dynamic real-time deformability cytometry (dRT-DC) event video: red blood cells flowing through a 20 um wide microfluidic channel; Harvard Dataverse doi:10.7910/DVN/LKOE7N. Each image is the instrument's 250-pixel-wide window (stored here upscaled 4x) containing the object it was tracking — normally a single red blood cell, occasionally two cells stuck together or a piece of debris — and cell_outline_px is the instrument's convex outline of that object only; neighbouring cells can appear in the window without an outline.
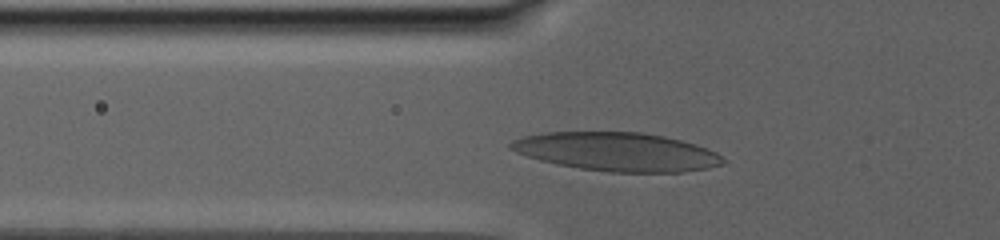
{"species": "human", "species_latin": "Homo sapiens", "temperature_condition": "warm", "stored_images_in_passage": 17, "camera_frame_rate_fps": 3000, "um_per_image_px": 0.085, "donor": {"sex": "male"}, "frame": {"image": 1, "passage_image": 12, "time_ms": 6.0, "image_size_px": [1000, 240], "cell_outline_px": [[724, 164], [708, 168], [680, 172], [608, 172], [580, 168], [556, 164], [540, 160], [516, 152], [508, 148], [508, 144], [512, 140], [524, 136], [548, 132], [640, 132], [664, 136], [696, 144], [716, 152], [724, 160]], "centroid_in_image_um": [52.43, 12.9], "position_along_channel_um": 73.4, "area_um2": 47.63}}
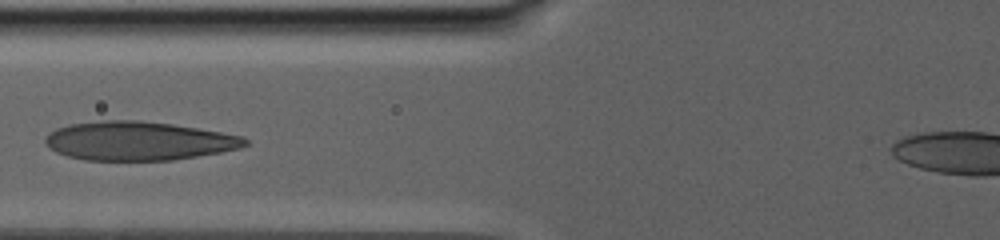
{"frame": {"image": 2, "passage_image": 15, "time_ms": 7.667, "image_size_px": [1000, 240], "cell_outline_px": [[248, 144], [240, 148], [220, 152], [172, 160], [84, 160], [68, 156], [56, 152], [48, 148], [44, 144], [44, 140], [56, 128], [68, 124], [104, 120], [140, 120], [172, 124], [244, 136], [248, 140]], "centroid_in_image_um": [11.75, 11.98], "position_along_channel_um": 114.0, "area_um2": 45.14}}